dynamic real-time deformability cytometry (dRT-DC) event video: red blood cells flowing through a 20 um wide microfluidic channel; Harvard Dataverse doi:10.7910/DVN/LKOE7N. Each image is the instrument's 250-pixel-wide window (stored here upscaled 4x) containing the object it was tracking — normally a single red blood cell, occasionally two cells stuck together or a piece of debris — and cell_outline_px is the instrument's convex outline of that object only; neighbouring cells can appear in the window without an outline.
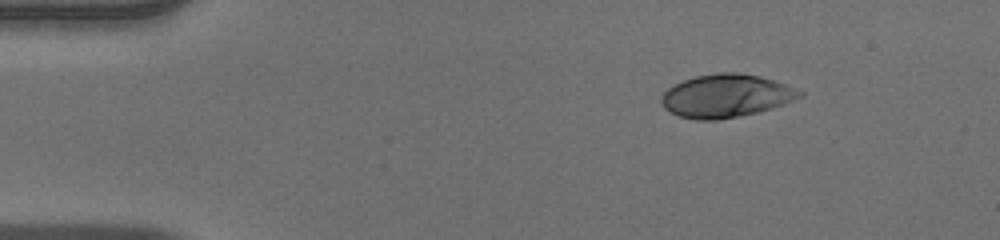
{"species": "human", "species_latin": "Homo sapiens", "temperature_condition": "warm", "stored_images_in_passage": 45, "camera_frame_rate_fps": 3000, "um_per_image_px": 0.085, "donor": {"sex": "male"}, "frame": {"image": 1, "passage_image": 1, "time_ms": 0.0, "image_size_px": [1000, 240], "cell_outline_px": [[804, 96], [784, 104], [772, 108], [756, 112], [716, 120], [696, 120], [680, 116], [664, 108], [660, 104], [660, 96], [668, 88], [684, 80], [696, 76], [720, 72], [736, 72], [760, 76], [776, 80], [796, 88], [804, 92]], "centroid_in_image_um": [61.73, 8.14], "position_along_channel_um": 23.3, "area_um2": 34.74}}
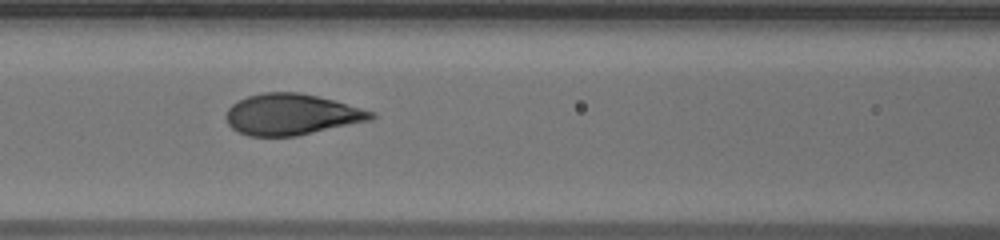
{"frame": {"image": 2, "passage_image": 16, "time_ms": 5.0, "image_size_px": [1000, 240], "cell_outline_px": [[376, 116], [372, 120], [296, 136], [248, 136], [232, 128], [228, 124], [224, 116], [228, 108], [232, 104], [248, 96], [264, 92], [300, 92], [332, 100], [376, 112]], "centroid_in_image_um": [24.78, 9.73], "position_along_channel_um": 141.8, "area_um2": 34.68}}
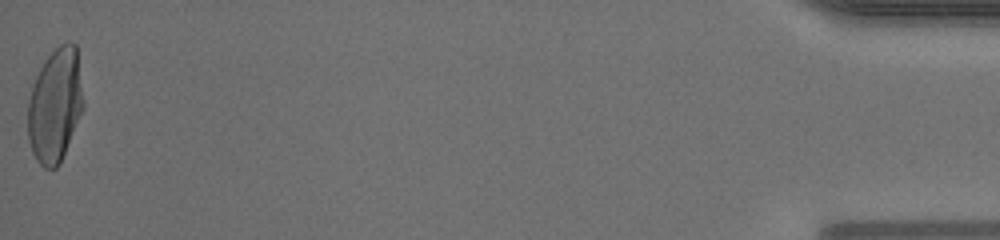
{"frame": {"image": 3, "passage_image": 45, "time_ms": 14.667, "image_size_px": [1000, 240], "cell_outline_px": [[84, 108], [60, 164], [56, 168], [44, 168], [36, 160], [32, 152], [28, 140], [28, 100], [32, 84], [44, 60], [60, 44], [68, 40], [76, 44], [84, 100]], "centroid_in_image_um": [4.69, 8.95], "position_along_channel_um": 430.5, "area_um2": 37.22}, "authors_computed_cell_mechanics": {"area_um2": 35.1424, "velocity_mm_per_s": 4.0101, "shape_relaxation_time_tau1_ms": 4.22, "shape_relaxation_time_tau2_ms": null, "deformation_change_tau1": 0.2426, "deformation_change_tau2": null}}